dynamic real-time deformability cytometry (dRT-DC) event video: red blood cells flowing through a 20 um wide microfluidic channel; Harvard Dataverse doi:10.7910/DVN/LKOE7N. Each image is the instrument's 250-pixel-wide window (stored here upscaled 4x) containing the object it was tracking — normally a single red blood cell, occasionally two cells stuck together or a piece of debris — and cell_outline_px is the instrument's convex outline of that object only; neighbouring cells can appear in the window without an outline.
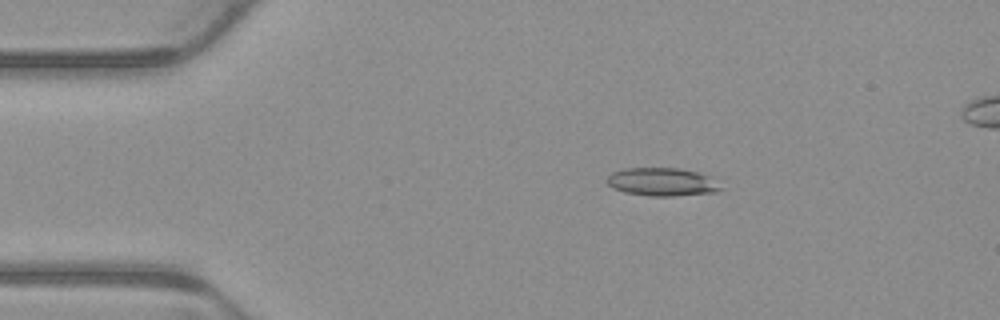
{"species": "common noctule bat (a hibernating species)", "species_latin": "Nyctalus noctula", "temperature_condition": "warm", "stored_images_in_passage": 7, "camera_frame_rate_fps": 3000, "um_per_image_px": 0.085, "animal": {"sex": "male", "body_mass_g": 23.1, "forearm_length_mm": 52.7}, "frame": {"image": 1, "passage_image": 3, "time_ms": 0.667, "image_size_px": [1000, 320], "cell_outline_px": [[724, 188], [716, 192], [672, 196], [648, 196], [624, 192], [612, 188], [604, 180], [612, 172], [624, 168], [680, 168], [712, 176]], "centroid_in_image_um": [56.28, 15.46], "position_along_channel_um": 28.7, "area_um2": 18.96}}
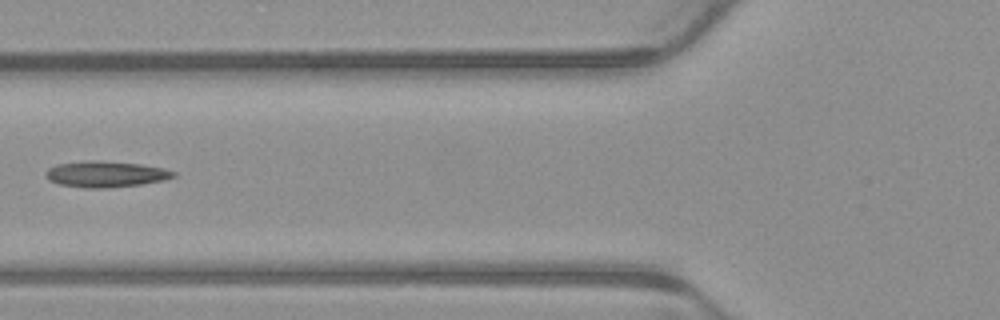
{"frame": {"image": 2, "passage_image": 6, "time_ms": 1.667, "image_size_px": [1000, 320], "cell_outline_px": [[176, 176], [164, 180], [140, 184], [108, 188], [84, 188], [60, 184], [48, 180], [44, 176], [44, 172], [48, 168], [56, 164], [84, 160], [100, 160], [140, 164], [164, 168], [176, 172]], "centroid_in_image_um": [8.94, 14.79], "position_along_channel_um": 116.9, "area_um2": 19.65}}
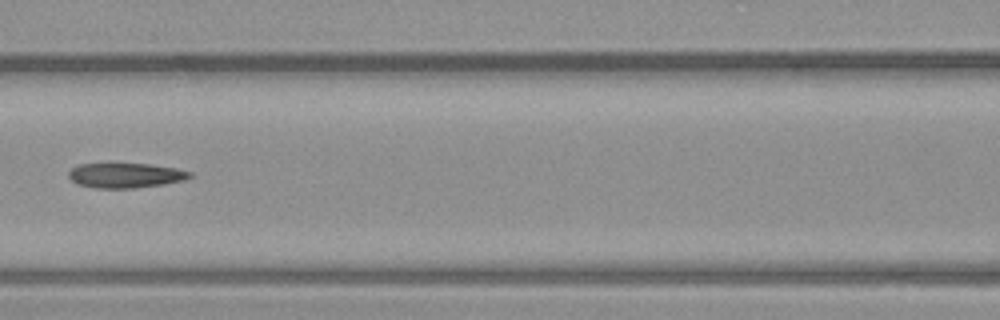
{"frame": {"image": 3, "passage_image": 7, "time_ms": 2.0, "image_size_px": [1000, 320], "cell_outline_px": [[192, 176], [184, 180], [164, 184], [132, 188], [96, 188], [76, 184], [68, 176], [68, 172], [76, 164], [112, 160], [152, 164], [176, 168], [192, 172]], "centroid_in_image_um": [10.6, 14.84], "position_along_channel_um": 156.0, "area_um2": 18.67}}